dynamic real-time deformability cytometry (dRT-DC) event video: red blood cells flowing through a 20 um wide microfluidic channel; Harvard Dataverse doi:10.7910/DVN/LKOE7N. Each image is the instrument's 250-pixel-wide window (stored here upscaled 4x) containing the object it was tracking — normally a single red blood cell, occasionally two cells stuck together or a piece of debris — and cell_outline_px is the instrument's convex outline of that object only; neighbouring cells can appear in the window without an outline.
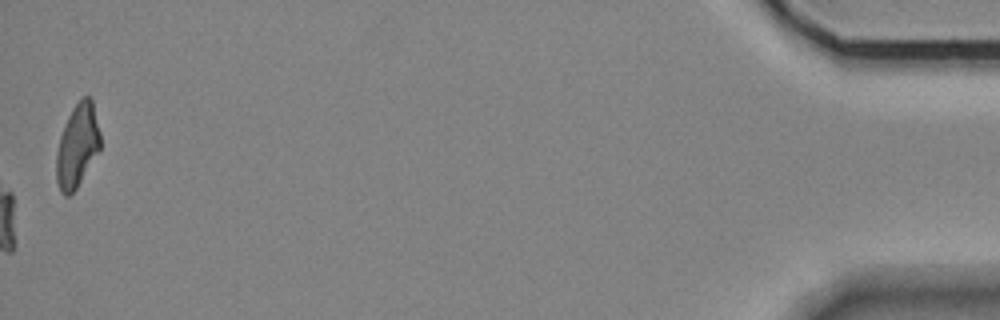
{"species": "Egyptian fruit bat (a non-hibernating species)", "species_latin": "Rousettus aegyptiacus", "temperature_condition": "room temperature", "stored_images_in_passage": 55, "camera_frame_rate_fps": 3000, "um_per_image_px": 0.085, "animal": {"sex": "female"}, "frame": {"image": 1, "passage_image": 55, "time_ms": 18.0, "image_size_px": [1000, 320], "cell_outline_px": [[100, 152], [76, 188], [68, 196], [64, 196], [60, 192], [56, 180], [56, 152], [60, 136], [64, 124], [72, 108], [84, 96], [88, 96], [92, 100], [100, 132]], "centroid_in_image_um": [6.57, 12.41], "position_along_channel_um": 428.6, "area_um2": 21.44}, "authors_computed_cell_mechanics": {"area_um2": 23.0622, "velocity_mm_per_s": 3.6214, "shape_relaxation_time_tau1_ms": 6.5345, "shape_relaxation_time_tau2_ms": 1.1395, "deformation_change_tau1": 0.1983, "deformation_change_tau2": 0.0519}}